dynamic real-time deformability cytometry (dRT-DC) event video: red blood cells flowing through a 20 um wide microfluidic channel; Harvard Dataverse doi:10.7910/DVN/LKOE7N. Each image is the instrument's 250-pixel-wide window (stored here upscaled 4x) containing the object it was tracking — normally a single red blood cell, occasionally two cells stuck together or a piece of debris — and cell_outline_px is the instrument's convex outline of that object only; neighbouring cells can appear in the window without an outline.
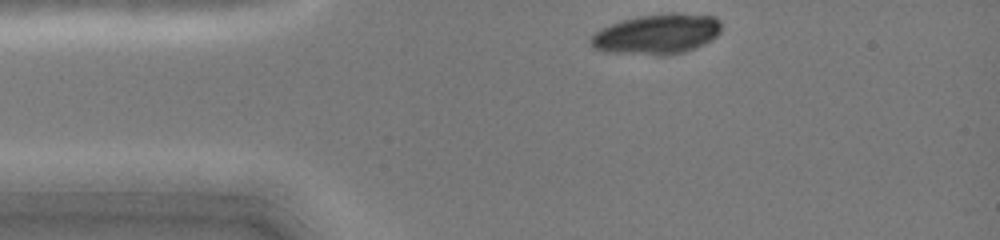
{"species": "common noctule bat (a hibernating species)", "species_latin": "Nyctalus noctula", "temperature_condition": "cold", "stored_images_in_passage": 33, "camera_frame_rate_fps": 3000, "um_per_image_px": 0.085, "animal": {"sex": "female", "body_mass_g": 19.0, "forearm_length_mm": 51.5}, "frame": {"image": 1, "passage_image": 1, "time_ms": 0.0, "image_size_px": [1000, 240], "cell_outline_px": [[720, 32], [712, 40], [696, 48], [684, 52], [668, 56], [656, 56], [604, 52], [592, 48], [588, 40], [596, 32], [620, 20], [640, 16], [668, 12], [680, 12], [716, 16], [720, 20]], "centroid_in_image_um": [55.86, 2.91], "position_along_channel_um": 29.1, "area_um2": 31.27}}
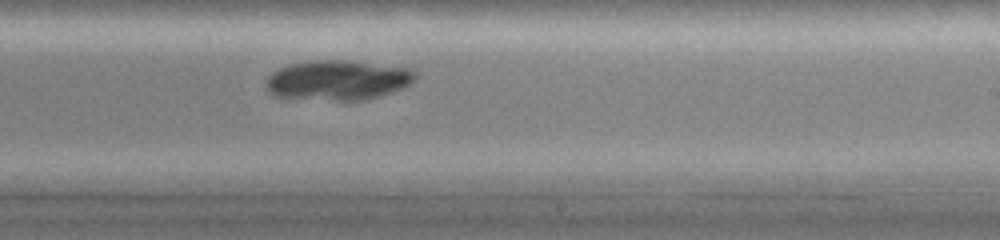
{"frame": {"image": 2, "passage_image": 21, "time_ms": 6.667, "image_size_px": [1000, 240], "cell_outline_px": [[416, 80], [400, 88], [364, 100], [336, 100], [276, 96], [268, 92], [264, 88], [264, 80], [272, 72], [288, 64], [312, 60], [348, 60], [412, 68], [416, 72]], "centroid_in_image_um": [28.67, 6.79], "position_along_channel_um": 260.3, "area_um2": 34.68}}
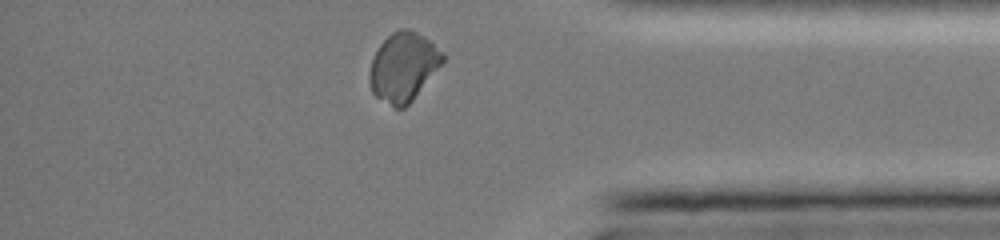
{"frame": {"image": 3, "passage_image": 32, "time_ms": 10.333, "image_size_px": [1000, 240], "cell_outline_px": [[444, 60], [412, 100], [404, 108], [392, 108], [376, 96], [372, 92], [368, 80], [368, 76], [372, 60], [380, 44], [392, 32], [400, 28], [408, 28], [424, 36], [444, 52]], "centroid_in_image_um": [34.26, 5.68], "position_along_channel_um": 400.9, "area_um2": 29.19}}